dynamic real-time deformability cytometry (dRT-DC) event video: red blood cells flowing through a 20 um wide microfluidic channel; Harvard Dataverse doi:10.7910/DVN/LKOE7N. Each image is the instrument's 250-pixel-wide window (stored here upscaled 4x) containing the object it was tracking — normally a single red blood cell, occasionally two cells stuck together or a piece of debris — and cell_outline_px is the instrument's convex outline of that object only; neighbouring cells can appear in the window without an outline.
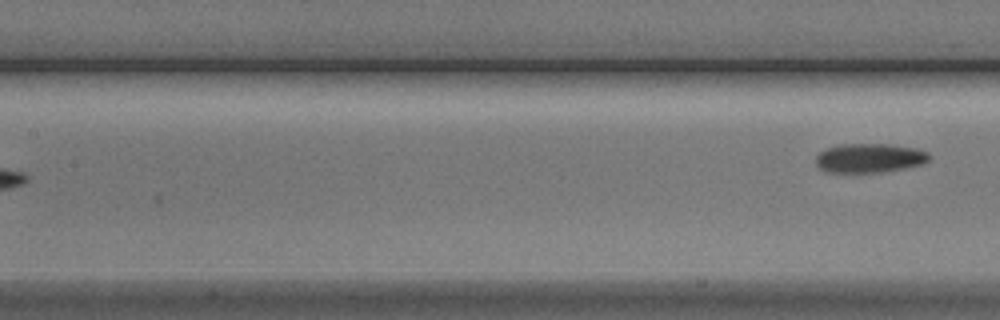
{"species": "Egyptian fruit bat (a non-hibernating species)", "species_latin": "Rousettus aegyptiacus", "temperature_condition": "cold", "stored_images_in_passage": 5, "segment_of_instrument_passage": [2, 2], "camera_frame_rate_fps": 3000, "um_per_image_px": 0.085, "animal": {"sex": "male"}, "frame": {"image": 1, "passage_image": 5, "time_ms": 5.0, "image_size_px": [1000, 320], "cell_outline_px": [[932, 156], [924, 164], [904, 168], [876, 172], [828, 172], [820, 168], [816, 164], [816, 156], [824, 148], [840, 144], [892, 144], [916, 148], [928, 152]], "centroid_in_image_um": [73.92, 13.42], "position_along_channel_um": 133.5, "area_um2": 19.36}}